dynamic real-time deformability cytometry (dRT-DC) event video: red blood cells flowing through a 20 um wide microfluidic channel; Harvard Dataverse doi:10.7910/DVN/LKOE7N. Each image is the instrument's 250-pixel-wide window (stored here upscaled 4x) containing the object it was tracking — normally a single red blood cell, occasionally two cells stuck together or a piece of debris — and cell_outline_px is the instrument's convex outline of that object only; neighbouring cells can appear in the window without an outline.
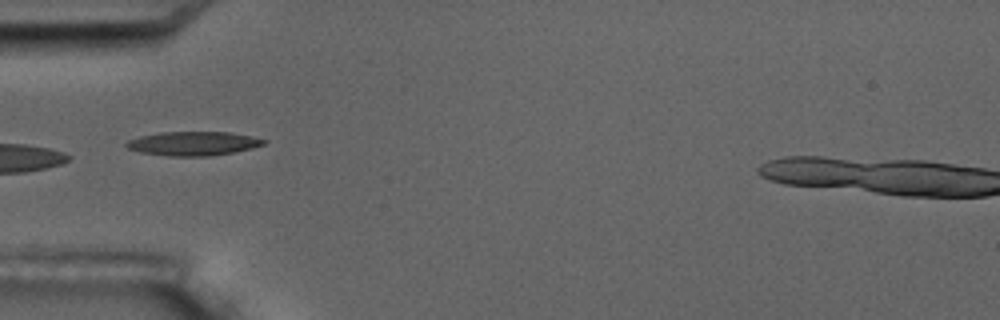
{"species": "common noctule bat (a hibernating species)", "species_latin": "Nyctalus noctula", "temperature_condition": "room temperature", "stored_images_in_passage": 11, "camera_frame_rate_fps": 3000, "um_per_image_px": 0.085, "animal": {"sex": "male", "body_mass_g": 17.5, "forearm_length_mm": 52.3}, "frame": {"image": 1, "passage_image": 5, "time_ms": 5.333, "image_size_px": [1000, 320], "cell_outline_px": [[268, 140], [264, 144], [252, 148], [232, 152], [208, 156], [168, 156], [140, 152], [128, 148], [124, 144], [128, 140], [140, 136], [160, 132], [228, 132]], "centroid_in_image_um": [16.38, 12.2], "position_along_channel_um": 68.6, "area_um2": 19.02}}
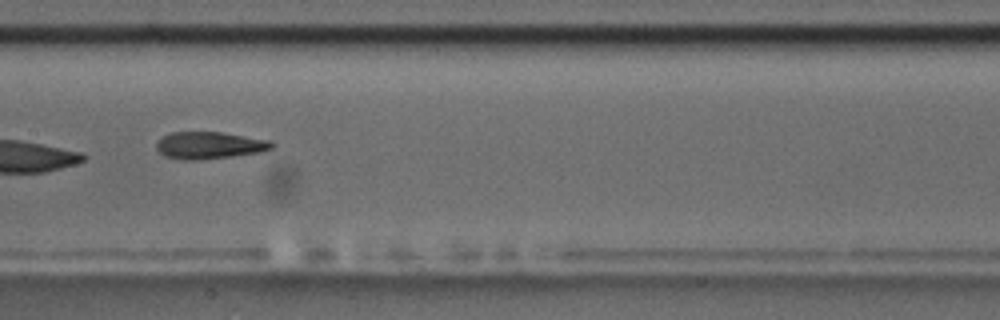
{"frame": {"image": 2, "passage_image": 8, "time_ms": 8.667, "image_size_px": [1000, 320], "cell_outline_px": [[276, 144], [272, 148], [260, 152], [232, 156], [200, 160], [184, 160], [164, 156], [156, 148], [156, 144], [164, 136], [172, 132], [224, 132], [272, 140]], "centroid_in_image_um": [17.85, 12.35], "position_along_channel_um": 189.5, "area_um2": 18.32}}
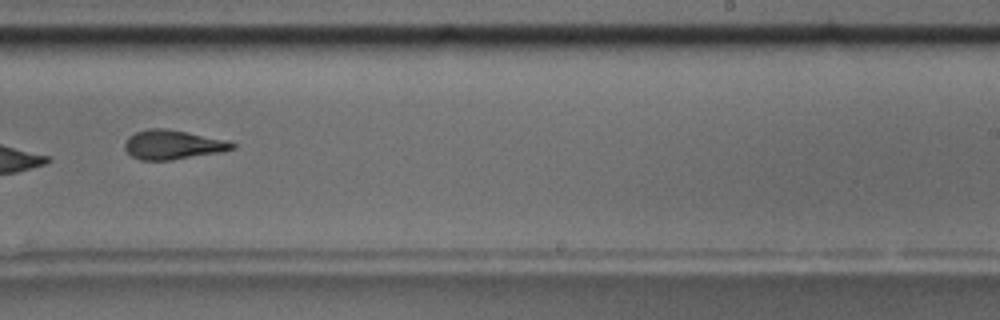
{"frame": {"image": 3, "passage_image": 10, "time_ms": 11.0, "image_size_px": [1000, 320], "cell_outline_px": [[236, 148], [220, 152], [172, 160], [140, 160], [132, 156], [124, 148], [124, 144], [128, 136], [136, 132], [148, 128], [164, 128], [228, 140], [236, 144]], "centroid_in_image_um": [14.68, 12.3], "position_along_channel_um": 274.3, "area_um2": 18.32}}